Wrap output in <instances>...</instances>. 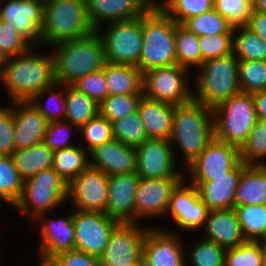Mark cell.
<instances>
[{
	"mask_svg": "<svg viewBox=\"0 0 266 266\" xmlns=\"http://www.w3.org/2000/svg\"><path fill=\"white\" fill-rule=\"evenodd\" d=\"M42 48L31 47L22 54L7 58L0 73V84L9 94L10 102L30 101L37 93L56 83L53 55L46 49L43 53ZM39 50L41 53L38 54Z\"/></svg>",
	"mask_w": 266,
	"mask_h": 266,
	"instance_id": "1",
	"label": "cell"
},
{
	"mask_svg": "<svg viewBox=\"0 0 266 266\" xmlns=\"http://www.w3.org/2000/svg\"><path fill=\"white\" fill-rule=\"evenodd\" d=\"M214 138V119L211 107L193 99L189 103L174 106L169 142L173 148L175 160L180 161L177 157H182L185 164L183 167L190 165Z\"/></svg>",
	"mask_w": 266,
	"mask_h": 266,
	"instance_id": "2",
	"label": "cell"
},
{
	"mask_svg": "<svg viewBox=\"0 0 266 266\" xmlns=\"http://www.w3.org/2000/svg\"><path fill=\"white\" fill-rule=\"evenodd\" d=\"M54 59L55 82L72 85L78 79L103 68L104 47L99 34L67 40L50 47Z\"/></svg>",
	"mask_w": 266,
	"mask_h": 266,
	"instance_id": "3",
	"label": "cell"
},
{
	"mask_svg": "<svg viewBox=\"0 0 266 266\" xmlns=\"http://www.w3.org/2000/svg\"><path fill=\"white\" fill-rule=\"evenodd\" d=\"M94 30L87 16L85 0H44L41 46L88 36Z\"/></svg>",
	"mask_w": 266,
	"mask_h": 266,
	"instance_id": "4",
	"label": "cell"
},
{
	"mask_svg": "<svg viewBox=\"0 0 266 266\" xmlns=\"http://www.w3.org/2000/svg\"><path fill=\"white\" fill-rule=\"evenodd\" d=\"M143 45L138 62L142 74L176 63L175 21L155 3L142 15Z\"/></svg>",
	"mask_w": 266,
	"mask_h": 266,
	"instance_id": "5",
	"label": "cell"
},
{
	"mask_svg": "<svg viewBox=\"0 0 266 266\" xmlns=\"http://www.w3.org/2000/svg\"><path fill=\"white\" fill-rule=\"evenodd\" d=\"M239 60L232 54L203 62L194 71L193 100L212 109L220 102L241 92Z\"/></svg>",
	"mask_w": 266,
	"mask_h": 266,
	"instance_id": "6",
	"label": "cell"
},
{
	"mask_svg": "<svg viewBox=\"0 0 266 266\" xmlns=\"http://www.w3.org/2000/svg\"><path fill=\"white\" fill-rule=\"evenodd\" d=\"M66 200L67 184L51 167L23 181L22 193L13 208L32 224L41 214L57 212Z\"/></svg>",
	"mask_w": 266,
	"mask_h": 266,
	"instance_id": "7",
	"label": "cell"
},
{
	"mask_svg": "<svg viewBox=\"0 0 266 266\" xmlns=\"http://www.w3.org/2000/svg\"><path fill=\"white\" fill-rule=\"evenodd\" d=\"M215 139L238 149L257 121L253 94L239 92L213 108Z\"/></svg>",
	"mask_w": 266,
	"mask_h": 266,
	"instance_id": "8",
	"label": "cell"
},
{
	"mask_svg": "<svg viewBox=\"0 0 266 266\" xmlns=\"http://www.w3.org/2000/svg\"><path fill=\"white\" fill-rule=\"evenodd\" d=\"M96 32L103 43L105 62L138 65L143 45L142 16L106 24Z\"/></svg>",
	"mask_w": 266,
	"mask_h": 266,
	"instance_id": "9",
	"label": "cell"
},
{
	"mask_svg": "<svg viewBox=\"0 0 266 266\" xmlns=\"http://www.w3.org/2000/svg\"><path fill=\"white\" fill-rule=\"evenodd\" d=\"M190 73L177 64L149 70L143 74V96L174 106L189 103L193 99Z\"/></svg>",
	"mask_w": 266,
	"mask_h": 266,
	"instance_id": "10",
	"label": "cell"
},
{
	"mask_svg": "<svg viewBox=\"0 0 266 266\" xmlns=\"http://www.w3.org/2000/svg\"><path fill=\"white\" fill-rule=\"evenodd\" d=\"M141 224V225H140ZM144 223H119L112 231L106 249L99 257L100 266H138L142 263Z\"/></svg>",
	"mask_w": 266,
	"mask_h": 266,
	"instance_id": "11",
	"label": "cell"
},
{
	"mask_svg": "<svg viewBox=\"0 0 266 266\" xmlns=\"http://www.w3.org/2000/svg\"><path fill=\"white\" fill-rule=\"evenodd\" d=\"M239 163V149L214 138L199 156L184 168V178L188 182H211L214 178L225 177Z\"/></svg>",
	"mask_w": 266,
	"mask_h": 266,
	"instance_id": "12",
	"label": "cell"
},
{
	"mask_svg": "<svg viewBox=\"0 0 266 266\" xmlns=\"http://www.w3.org/2000/svg\"><path fill=\"white\" fill-rule=\"evenodd\" d=\"M74 249L100 257L119 224L103 212L73 209Z\"/></svg>",
	"mask_w": 266,
	"mask_h": 266,
	"instance_id": "13",
	"label": "cell"
},
{
	"mask_svg": "<svg viewBox=\"0 0 266 266\" xmlns=\"http://www.w3.org/2000/svg\"><path fill=\"white\" fill-rule=\"evenodd\" d=\"M165 228V229H164ZM150 226L143 240L142 263L145 266H186L185 245L179 230Z\"/></svg>",
	"mask_w": 266,
	"mask_h": 266,
	"instance_id": "14",
	"label": "cell"
},
{
	"mask_svg": "<svg viewBox=\"0 0 266 266\" xmlns=\"http://www.w3.org/2000/svg\"><path fill=\"white\" fill-rule=\"evenodd\" d=\"M208 212L197 188L184 178L172 191L165 218H171V222L182 232L192 234L195 230L203 229Z\"/></svg>",
	"mask_w": 266,
	"mask_h": 266,
	"instance_id": "15",
	"label": "cell"
},
{
	"mask_svg": "<svg viewBox=\"0 0 266 266\" xmlns=\"http://www.w3.org/2000/svg\"><path fill=\"white\" fill-rule=\"evenodd\" d=\"M70 211L54 218L51 213H44L33 221L32 224L36 223L34 226L40 228L39 232L37 231L38 236L36 235L39 237L37 240L39 260L49 261L59 253L74 249L73 209Z\"/></svg>",
	"mask_w": 266,
	"mask_h": 266,
	"instance_id": "16",
	"label": "cell"
},
{
	"mask_svg": "<svg viewBox=\"0 0 266 266\" xmlns=\"http://www.w3.org/2000/svg\"><path fill=\"white\" fill-rule=\"evenodd\" d=\"M184 177L140 178L134 203L135 223L158 217L164 218L172 191Z\"/></svg>",
	"mask_w": 266,
	"mask_h": 266,
	"instance_id": "17",
	"label": "cell"
},
{
	"mask_svg": "<svg viewBox=\"0 0 266 266\" xmlns=\"http://www.w3.org/2000/svg\"><path fill=\"white\" fill-rule=\"evenodd\" d=\"M109 176L88 166L67 185V200L73 209L105 214Z\"/></svg>",
	"mask_w": 266,
	"mask_h": 266,
	"instance_id": "18",
	"label": "cell"
},
{
	"mask_svg": "<svg viewBox=\"0 0 266 266\" xmlns=\"http://www.w3.org/2000/svg\"><path fill=\"white\" fill-rule=\"evenodd\" d=\"M136 173L140 178L185 177L177 169L173 148L167 139L148 138L136 148Z\"/></svg>",
	"mask_w": 266,
	"mask_h": 266,
	"instance_id": "19",
	"label": "cell"
},
{
	"mask_svg": "<svg viewBox=\"0 0 266 266\" xmlns=\"http://www.w3.org/2000/svg\"><path fill=\"white\" fill-rule=\"evenodd\" d=\"M44 0H0V20L14 26L32 47L41 46Z\"/></svg>",
	"mask_w": 266,
	"mask_h": 266,
	"instance_id": "20",
	"label": "cell"
},
{
	"mask_svg": "<svg viewBox=\"0 0 266 266\" xmlns=\"http://www.w3.org/2000/svg\"><path fill=\"white\" fill-rule=\"evenodd\" d=\"M87 16L94 31L119 21L141 17L155 0H85Z\"/></svg>",
	"mask_w": 266,
	"mask_h": 266,
	"instance_id": "21",
	"label": "cell"
},
{
	"mask_svg": "<svg viewBox=\"0 0 266 266\" xmlns=\"http://www.w3.org/2000/svg\"><path fill=\"white\" fill-rule=\"evenodd\" d=\"M140 177L137 173L109 176L105 214L119 223H135L134 198Z\"/></svg>",
	"mask_w": 266,
	"mask_h": 266,
	"instance_id": "22",
	"label": "cell"
},
{
	"mask_svg": "<svg viewBox=\"0 0 266 266\" xmlns=\"http://www.w3.org/2000/svg\"><path fill=\"white\" fill-rule=\"evenodd\" d=\"M10 103L13 110L15 150L44 142L49 121L30 101Z\"/></svg>",
	"mask_w": 266,
	"mask_h": 266,
	"instance_id": "23",
	"label": "cell"
},
{
	"mask_svg": "<svg viewBox=\"0 0 266 266\" xmlns=\"http://www.w3.org/2000/svg\"><path fill=\"white\" fill-rule=\"evenodd\" d=\"M136 149L115 139L95 147L89 152V166L108 176L136 173Z\"/></svg>",
	"mask_w": 266,
	"mask_h": 266,
	"instance_id": "24",
	"label": "cell"
},
{
	"mask_svg": "<svg viewBox=\"0 0 266 266\" xmlns=\"http://www.w3.org/2000/svg\"><path fill=\"white\" fill-rule=\"evenodd\" d=\"M247 164L240 162L225 177L211 182H190L199 193L200 199L209 210L234 209V197L239 179Z\"/></svg>",
	"mask_w": 266,
	"mask_h": 266,
	"instance_id": "25",
	"label": "cell"
},
{
	"mask_svg": "<svg viewBox=\"0 0 266 266\" xmlns=\"http://www.w3.org/2000/svg\"><path fill=\"white\" fill-rule=\"evenodd\" d=\"M203 237L226 249L246 242L234 209L209 210Z\"/></svg>",
	"mask_w": 266,
	"mask_h": 266,
	"instance_id": "26",
	"label": "cell"
},
{
	"mask_svg": "<svg viewBox=\"0 0 266 266\" xmlns=\"http://www.w3.org/2000/svg\"><path fill=\"white\" fill-rule=\"evenodd\" d=\"M137 111L148 138L169 140L172 132L174 105L142 96Z\"/></svg>",
	"mask_w": 266,
	"mask_h": 266,
	"instance_id": "27",
	"label": "cell"
},
{
	"mask_svg": "<svg viewBox=\"0 0 266 266\" xmlns=\"http://www.w3.org/2000/svg\"><path fill=\"white\" fill-rule=\"evenodd\" d=\"M266 205V165H247L238 182L234 206Z\"/></svg>",
	"mask_w": 266,
	"mask_h": 266,
	"instance_id": "28",
	"label": "cell"
},
{
	"mask_svg": "<svg viewBox=\"0 0 266 266\" xmlns=\"http://www.w3.org/2000/svg\"><path fill=\"white\" fill-rule=\"evenodd\" d=\"M107 94H143V74L137 66L128 64H104Z\"/></svg>",
	"mask_w": 266,
	"mask_h": 266,
	"instance_id": "29",
	"label": "cell"
},
{
	"mask_svg": "<svg viewBox=\"0 0 266 266\" xmlns=\"http://www.w3.org/2000/svg\"><path fill=\"white\" fill-rule=\"evenodd\" d=\"M53 155L54 151L42 142L26 149L15 150L11 158L21 179L25 181L42 170L51 168Z\"/></svg>",
	"mask_w": 266,
	"mask_h": 266,
	"instance_id": "30",
	"label": "cell"
},
{
	"mask_svg": "<svg viewBox=\"0 0 266 266\" xmlns=\"http://www.w3.org/2000/svg\"><path fill=\"white\" fill-rule=\"evenodd\" d=\"M99 104L72 85H65V117L79 129L99 114Z\"/></svg>",
	"mask_w": 266,
	"mask_h": 266,
	"instance_id": "31",
	"label": "cell"
},
{
	"mask_svg": "<svg viewBox=\"0 0 266 266\" xmlns=\"http://www.w3.org/2000/svg\"><path fill=\"white\" fill-rule=\"evenodd\" d=\"M89 153L80 145L54 151V171L68 185L89 166Z\"/></svg>",
	"mask_w": 266,
	"mask_h": 266,
	"instance_id": "32",
	"label": "cell"
},
{
	"mask_svg": "<svg viewBox=\"0 0 266 266\" xmlns=\"http://www.w3.org/2000/svg\"><path fill=\"white\" fill-rule=\"evenodd\" d=\"M175 49L177 65L195 71L201 65L199 37L175 22Z\"/></svg>",
	"mask_w": 266,
	"mask_h": 266,
	"instance_id": "33",
	"label": "cell"
},
{
	"mask_svg": "<svg viewBox=\"0 0 266 266\" xmlns=\"http://www.w3.org/2000/svg\"><path fill=\"white\" fill-rule=\"evenodd\" d=\"M246 241H266V205L234 206Z\"/></svg>",
	"mask_w": 266,
	"mask_h": 266,
	"instance_id": "34",
	"label": "cell"
},
{
	"mask_svg": "<svg viewBox=\"0 0 266 266\" xmlns=\"http://www.w3.org/2000/svg\"><path fill=\"white\" fill-rule=\"evenodd\" d=\"M232 53L239 61H266V42L244 27L233 28Z\"/></svg>",
	"mask_w": 266,
	"mask_h": 266,
	"instance_id": "35",
	"label": "cell"
},
{
	"mask_svg": "<svg viewBox=\"0 0 266 266\" xmlns=\"http://www.w3.org/2000/svg\"><path fill=\"white\" fill-rule=\"evenodd\" d=\"M191 244L185 247L186 266H225L226 248L204 237Z\"/></svg>",
	"mask_w": 266,
	"mask_h": 266,
	"instance_id": "36",
	"label": "cell"
},
{
	"mask_svg": "<svg viewBox=\"0 0 266 266\" xmlns=\"http://www.w3.org/2000/svg\"><path fill=\"white\" fill-rule=\"evenodd\" d=\"M30 102L49 122L64 120L65 85L55 83L37 93Z\"/></svg>",
	"mask_w": 266,
	"mask_h": 266,
	"instance_id": "37",
	"label": "cell"
},
{
	"mask_svg": "<svg viewBox=\"0 0 266 266\" xmlns=\"http://www.w3.org/2000/svg\"><path fill=\"white\" fill-rule=\"evenodd\" d=\"M240 162L266 165V120L258 118L245 143L239 149Z\"/></svg>",
	"mask_w": 266,
	"mask_h": 266,
	"instance_id": "38",
	"label": "cell"
},
{
	"mask_svg": "<svg viewBox=\"0 0 266 266\" xmlns=\"http://www.w3.org/2000/svg\"><path fill=\"white\" fill-rule=\"evenodd\" d=\"M23 180L15 168L11 155H0V200L10 208L19 200Z\"/></svg>",
	"mask_w": 266,
	"mask_h": 266,
	"instance_id": "39",
	"label": "cell"
},
{
	"mask_svg": "<svg viewBox=\"0 0 266 266\" xmlns=\"http://www.w3.org/2000/svg\"><path fill=\"white\" fill-rule=\"evenodd\" d=\"M181 25L198 37L212 34H233V27L214 8L186 19Z\"/></svg>",
	"mask_w": 266,
	"mask_h": 266,
	"instance_id": "40",
	"label": "cell"
},
{
	"mask_svg": "<svg viewBox=\"0 0 266 266\" xmlns=\"http://www.w3.org/2000/svg\"><path fill=\"white\" fill-rule=\"evenodd\" d=\"M155 0V4L177 24L213 9L214 0ZM160 2V3H159Z\"/></svg>",
	"mask_w": 266,
	"mask_h": 266,
	"instance_id": "41",
	"label": "cell"
},
{
	"mask_svg": "<svg viewBox=\"0 0 266 266\" xmlns=\"http://www.w3.org/2000/svg\"><path fill=\"white\" fill-rule=\"evenodd\" d=\"M113 139L136 148L148 139L138 111L112 122Z\"/></svg>",
	"mask_w": 266,
	"mask_h": 266,
	"instance_id": "42",
	"label": "cell"
},
{
	"mask_svg": "<svg viewBox=\"0 0 266 266\" xmlns=\"http://www.w3.org/2000/svg\"><path fill=\"white\" fill-rule=\"evenodd\" d=\"M143 94L109 95L99 104V115L110 123L137 111Z\"/></svg>",
	"mask_w": 266,
	"mask_h": 266,
	"instance_id": "43",
	"label": "cell"
},
{
	"mask_svg": "<svg viewBox=\"0 0 266 266\" xmlns=\"http://www.w3.org/2000/svg\"><path fill=\"white\" fill-rule=\"evenodd\" d=\"M79 137L83 138L78 141L88 153L95 147L100 146L113 139L112 123L99 114L84 124L79 129Z\"/></svg>",
	"mask_w": 266,
	"mask_h": 266,
	"instance_id": "44",
	"label": "cell"
},
{
	"mask_svg": "<svg viewBox=\"0 0 266 266\" xmlns=\"http://www.w3.org/2000/svg\"><path fill=\"white\" fill-rule=\"evenodd\" d=\"M238 77L242 92L253 94L266 90V61H239Z\"/></svg>",
	"mask_w": 266,
	"mask_h": 266,
	"instance_id": "45",
	"label": "cell"
},
{
	"mask_svg": "<svg viewBox=\"0 0 266 266\" xmlns=\"http://www.w3.org/2000/svg\"><path fill=\"white\" fill-rule=\"evenodd\" d=\"M213 8L233 27H244L253 10V0H214Z\"/></svg>",
	"mask_w": 266,
	"mask_h": 266,
	"instance_id": "46",
	"label": "cell"
},
{
	"mask_svg": "<svg viewBox=\"0 0 266 266\" xmlns=\"http://www.w3.org/2000/svg\"><path fill=\"white\" fill-rule=\"evenodd\" d=\"M225 266H262V241H246L228 248Z\"/></svg>",
	"mask_w": 266,
	"mask_h": 266,
	"instance_id": "47",
	"label": "cell"
},
{
	"mask_svg": "<svg viewBox=\"0 0 266 266\" xmlns=\"http://www.w3.org/2000/svg\"><path fill=\"white\" fill-rule=\"evenodd\" d=\"M74 134L79 136V128L70 122L65 120L52 121L48 123L44 143L52 151L69 148L78 145L76 141L72 143Z\"/></svg>",
	"mask_w": 266,
	"mask_h": 266,
	"instance_id": "48",
	"label": "cell"
},
{
	"mask_svg": "<svg viewBox=\"0 0 266 266\" xmlns=\"http://www.w3.org/2000/svg\"><path fill=\"white\" fill-rule=\"evenodd\" d=\"M201 64L205 61L232 54L233 34L200 36Z\"/></svg>",
	"mask_w": 266,
	"mask_h": 266,
	"instance_id": "49",
	"label": "cell"
},
{
	"mask_svg": "<svg viewBox=\"0 0 266 266\" xmlns=\"http://www.w3.org/2000/svg\"><path fill=\"white\" fill-rule=\"evenodd\" d=\"M72 86L100 104L108 96L104 66L102 69L78 79Z\"/></svg>",
	"mask_w": 266,
	"mask_h": 266,
	"instance_id": "50",
	"label": "cell"
},
{
	"mask_svg": "<svg viewBox=\"0 0 266 266\" xmlns=\"http://www.w3.org/2000/svg\"><path fill=\"white\" fill-rule=\"evenodd\" d=\"M32 46L21 37L14 26L0 20V51L7 57L28 51Z\"/></svg>",
	"mask_w": 266,
	"mask_h": 266,
	"instance_id": "51",
	"label": "cell"
},
{
	"mask_svg": "<svg viewBox=\"0 0 266 266\" xmlns=\"http://www.w3.org/2000/svg\"><path fill=\"white\" fill-rule=\"evenodd\" d=\"M15 151L13 110L10 105L0 104V155Z\"/></svg>",
	"mask_w": 266,
	"mask_h": 266,
	"instance_id": "52",
	"label": "cell"
},
{
	"mask_svg": "<svg viewBox=\"0 0 266 266\" xmlns=\"http://www.w3.org/2000/svg\"><path fill=\"white\" fill-rule=\"evenodd\" d=\"M49 262L52 266H100L98 257L76 249L59 253Z\"/></svg>",
	"mask_w": 266,
	"mask_h": 266,
	"instance_id": "53",
	"label": "cell"
},
{
	"mask_svg": "<svg viewBox=\"0 0 266 266\" xmlns=\"http://www.w3.org/2000/svg\"><path fill=\"white\" fill-rule=\"evenodd\" d=\"M245 27L266 42V14L252 10Z\"/></svg>",
	"mask_w": 266,
	"mask_h": 266,
	"instance_id": "54",
	"label": "cell"
},
{
	"mask_svg": "<svg viewBox=\"0 0 266 266\" xmlns=\"http://www.w3.org/2000/svg\"><path fill=\"white\" fill-rule=\"evenodd\" d=\"M257 118L266 120V90L253 93Z\"/></svg>",
	"mask_w": 266,
	"mask_h": 266,
	"instance_id": "55",
	"label": "cell"
},
{
	"mask_svg": "<svg viewBox=\"0 0 266 266\" xmlns=\"http://www.w3.org/2000/svg\"><path fill=\"white\" fill-rule=\"evenodd\" d=\"M253 10L266 14V0H253Z\"/></svg>",
	"mask_w": 266,
	"mask_h": 266,
	"instance_id": "56",
	"label": "cell"
},
{
	"mask_svg": "<svg viewBox=\"0 0 266 266\" xmlns=\"http://www.w3.org/2000/svg\"><path fill=\"white\" fill-rule=\"evenodd\" d=\"M262 266H266V241H262Z\"/></svg>",
	"mask_w": 266,
	"mask_h": 266,
	"instance_id": "57",
	"label": "cell"
},
{
	"mask_svg": "<svg viewBox=\"0 0 266 266\" xmlns=\"http://www.w3.org/2000/svg\"><path fill=\"white\" fill-rule=\"evenodd\" d=\"M7 56H5V54H3L1 51H0V73L6 63V60H7Z\"/></svg>",
	"mask_w": 266,
	"mask_h": 266,
	"instance_id": "58",
	"label": "cell"
},
{
	"mask_svg": "<svg viewBox=\"0 0 266 266\" xmlns=\"http://www.w3.org/2000/svg\"><path fill=\"white\" fill-rule=\"evenodd\" d=\"M38 266H52L49 261H41L39 260V264L37 262Z\"/></svg>",
	"mask_w": 266,
	"mask_h": 266,
	"instance_id": "59",
	"label": "cell"
},
{
	"mask_svg": "<svg viewBox=\"0 0 266 266\" xmlns=\"http://www.w3.org/2000/svg\"><path fill=\"white\" fill-rule=\"evenodd\" d=\"M1 234V233H0ZM1 248V247H0ZM2 249H0V252H1ZM2 252L0 253V256H1ZM0 258H3L2 256ZM3 263H1V259H0V266L2 265Z\"/></svg>",
	"mask_w": 266,
	"mask_h": 266,
	"instance_id": "60",
	"label": "cell"
}]
</instances>
